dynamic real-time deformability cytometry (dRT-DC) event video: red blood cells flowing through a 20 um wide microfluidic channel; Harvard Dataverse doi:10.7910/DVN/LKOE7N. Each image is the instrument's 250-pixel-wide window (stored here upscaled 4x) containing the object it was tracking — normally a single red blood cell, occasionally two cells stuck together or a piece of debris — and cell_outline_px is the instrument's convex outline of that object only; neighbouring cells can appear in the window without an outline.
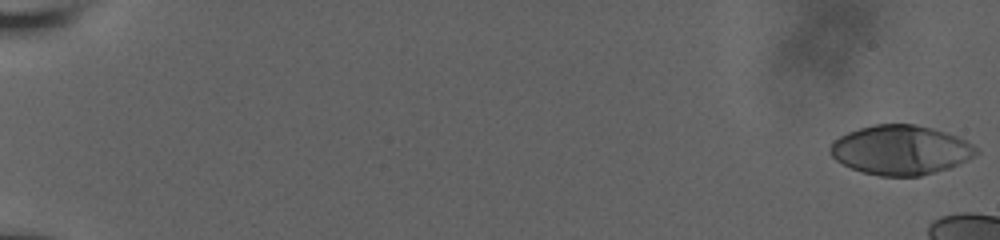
{"species": "human", "species_latin": "Homo sapiens", "temperature_condition": "room temperature", "stored_images_in_passage": 19, "camera_frame_rate_fps": 3000, "um_per_image_px": 0.085, "donor": {"sex": "male"}, "frame": {"image": 1, "passage_image": 1, "time_ms": 0.0, "image_size_px": [1000, 240], "cell_outline_px": [[980, 152], [948, 168], [920, 176], [880, 176], [864, 172], [852, 168], [836, 160], [828, 152], [828, 148], [840, 136], [848, 132], [872, 124], [916, 124], [932, 128], [956, 136], [972, 144]], "centroid_in_image_um": [76.52, 12.74], "position_along_channel_um": 8.5, "area_um2": 41.62}}